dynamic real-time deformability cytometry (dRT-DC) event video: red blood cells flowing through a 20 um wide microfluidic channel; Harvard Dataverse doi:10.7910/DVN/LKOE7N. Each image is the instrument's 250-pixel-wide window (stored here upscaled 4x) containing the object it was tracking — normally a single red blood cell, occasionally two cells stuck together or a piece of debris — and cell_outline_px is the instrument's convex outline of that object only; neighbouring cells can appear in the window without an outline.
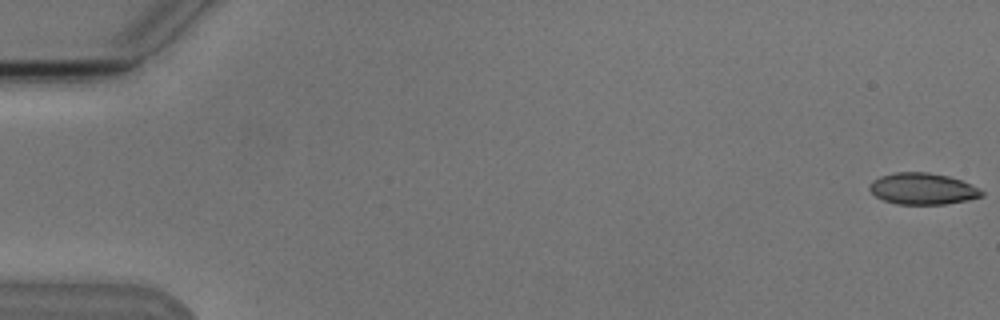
{"species": "Egyptian fruit bat (a non-hibernating species)", "species_latin": "Rousettus aegyptiacus", "temperature_condition": "cold", "stored_images_in_passage": 7, "camera_frame_rate_fps": 3000, "um_per_image_px": 0.085, "animal": {"sex": "male"}, "frame": {"image": 1, "passage_image": 1, "time_ms": 0.0, "image_size_px": [1000, 320], "cell_outline_px": [[984, 196], [944, 204], [896, 204], [884, 200], [876, 196], [868, 188], [868, 184], [872, 180], [880, 176], [892, 172], [928, 172], [948, 176], [960, 180], [980, 188], [984, 192]], "centroid_in_image_um": [78.39, 16.03], "position_along_channel_um": 6.6, "area_um2": 20.58}}
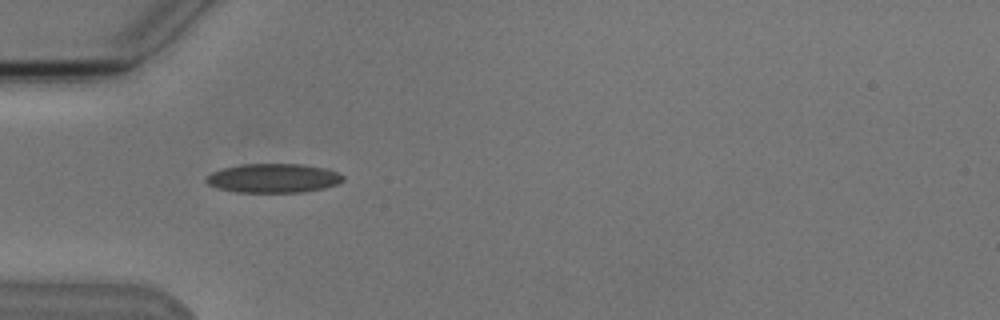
{"frame": {"image": 2, "passage_image": 6, "time_ms": 5.667, "image_size_px": [1000, 320], "cell_outline_px": [[344, 180], [336, 184], [324, 188], [304, 192], [236, 192], [216, 188], [208, 184], [204, 180], [212, 172], [224, 168], [240, 164], [304, 164], [324, 168], [336, 172], [344, 176]], "centroid_in_image_um": [23.22, 15.14], "position_along_channel_um": 61.8, "area_um2": 23.18}}